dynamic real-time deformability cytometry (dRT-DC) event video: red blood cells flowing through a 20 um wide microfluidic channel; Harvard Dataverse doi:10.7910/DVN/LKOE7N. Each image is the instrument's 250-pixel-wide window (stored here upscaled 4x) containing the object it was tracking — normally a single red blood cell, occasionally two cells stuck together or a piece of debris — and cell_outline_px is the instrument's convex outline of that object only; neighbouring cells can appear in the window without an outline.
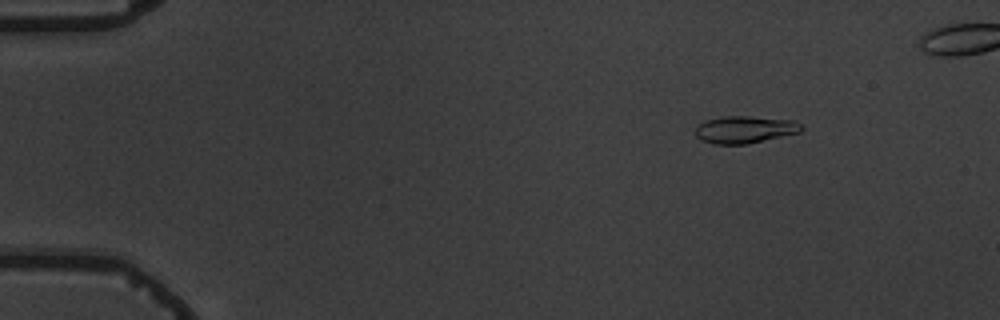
{"species": "common noctule bat (a hibernating species)", "species_latin": "Nyctalus noctula", "temperature_condition": "warm", "stored_images_in_passage": 9, "camera_frame_rate_fps": 3000, "um_per_image_px": 0.085, "animal": {"sex": "male", "body_mass_g": 19.5, "forearm_length_mm": 54.6}, "frame": {"image": 1, "passage_image": 2, "time_ms": 1.0, "image_size_px": [1000, 320], "cell_outline_px": [[804, 128], [800, 132], [748, 144], [716, 144], [700, 140], [696, 136], [696, 128], [704, 120], [724, 116], [748, 116], [792, 120], [800, 124]], "centroid_in_image_um": [63.3, 11.01], "position_along_channel_um": 21.7, "area_um2": 16.76}}
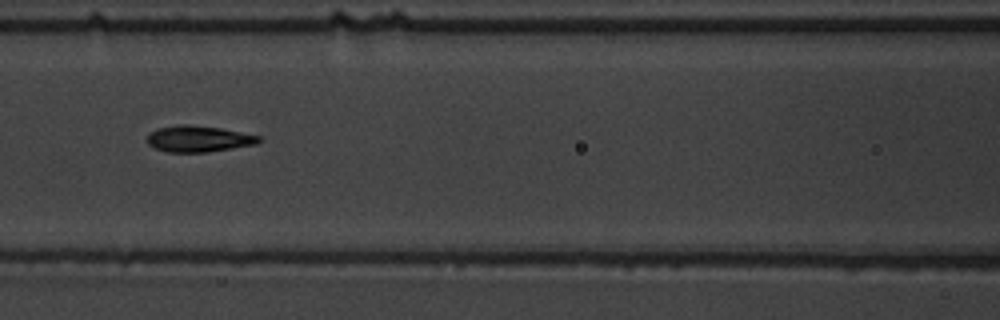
{"frame": {"image": 2, "passage_image": 7, "time_ms": 7.0, "image_size_px": [1000, 320], "cell_outline_px": [[264, 140], [256, 144], [208, 152], [168, 152], [156, 148], [148, 144], [148, 132], [156, 128], [176, 124], [188, 124], [220, 128], [260, 136]], "centroid_in_image_um": [16.86, 11.79], "position_along_channel_um": 149.7, "area_um2": 17.17}}
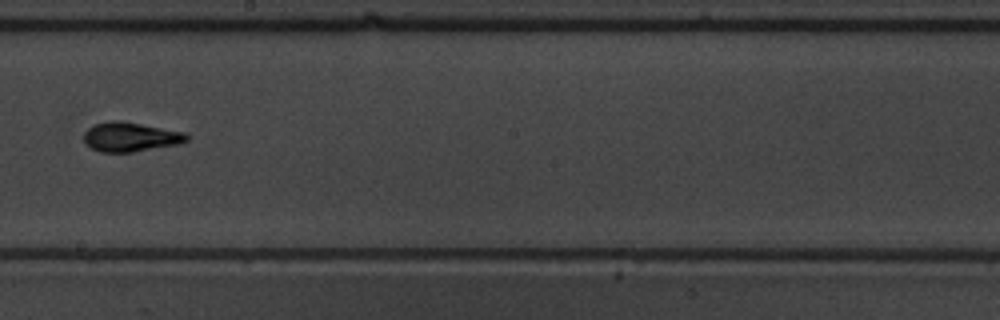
{"frame": {"image": 3, "passage_image": 9, "time_ms": 9.333, "image_size_px": [1000, 320], "cell_outline_px": [[188, 140], [180, 144], [132, 152], [100, 152], [84, 144], [84, 132], [88, 128], [96, 124], [112, 120], [120, 120], [184, 132], [188, 136]], "centroid_in_image_um": [11.07, 11.64], "position_along_channel_um": 237.1, "area_um2": 17.57}}